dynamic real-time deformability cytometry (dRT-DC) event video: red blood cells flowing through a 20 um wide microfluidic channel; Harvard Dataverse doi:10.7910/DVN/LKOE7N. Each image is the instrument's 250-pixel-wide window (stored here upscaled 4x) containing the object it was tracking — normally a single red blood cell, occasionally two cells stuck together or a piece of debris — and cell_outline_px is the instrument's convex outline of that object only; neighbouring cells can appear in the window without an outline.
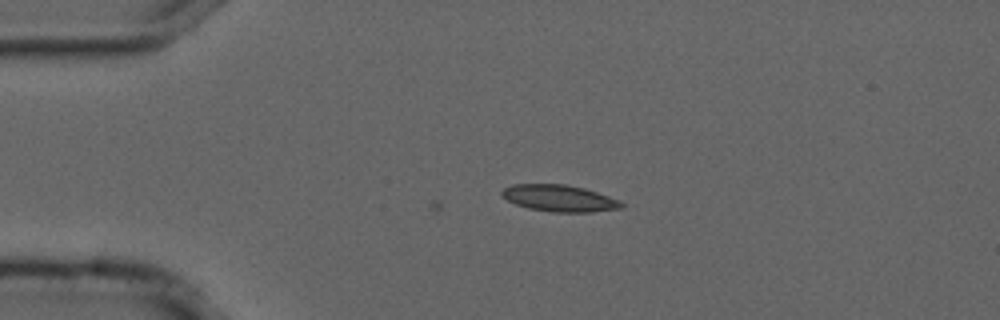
{"species": "common noctule bat (a hibernating species)", "species_latin": "Nyctalus noctula", "temperature_condition": "cold", "stored_images_in_passage": 3, "camera_frame_rate_fps": 3000, "um_per_image_px": 0.085, "animal": {"sex": "male", "forearm_length_mm": 52.5}, "frame": {"image": 1, "passage_image": 3, "time_ms": 0.667, "image_size_px": [1000, 320], "cell_outline_px": [[624, 208], [592, 212], [552, 212], [528, 208], [516, 204], [500, 196], [500, 192], [504, 188], [512, 184], [564, 184], [584, 188], [620, 200], [624, 204]], "centroid_in_image_um": [47.54, 16.85], "position_along_channel_um": 37.5, "area_um2": 18.67}}